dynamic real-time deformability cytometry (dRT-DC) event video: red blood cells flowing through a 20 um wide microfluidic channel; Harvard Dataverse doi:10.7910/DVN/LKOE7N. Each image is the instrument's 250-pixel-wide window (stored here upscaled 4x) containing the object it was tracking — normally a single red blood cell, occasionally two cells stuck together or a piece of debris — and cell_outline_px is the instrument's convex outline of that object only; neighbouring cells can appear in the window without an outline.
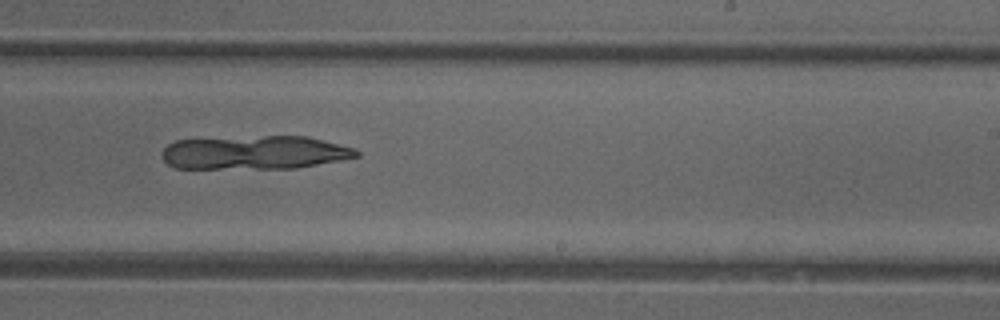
{"species": "common noctule bat (a hibernating species)", "species_latin": "Nyctalus noctula", "temperature_condition": "cold", "stored_images_in_passage": 51, "camera_frame_rate_fps": 3000, "um_per_image_px": 0.085, "animal": {"sex": "female"}, "frame": {"image": 1, "passage_image": 31, "time_ms": 10.0, "image_size_px": [1000, 320], "cell_outline_px": [[360, 156], [340, 160], [296, 168], [176, 168], [168, 164], [160, 156], [160, 152], [168, 144], [176, 140], [264, 136], [308, 136], [356, 148], [360, 152]], "centroid_in_image_um": [21.66, 12.96], "position_along_channel_um": 267.3, "area_um2": 38.15}}